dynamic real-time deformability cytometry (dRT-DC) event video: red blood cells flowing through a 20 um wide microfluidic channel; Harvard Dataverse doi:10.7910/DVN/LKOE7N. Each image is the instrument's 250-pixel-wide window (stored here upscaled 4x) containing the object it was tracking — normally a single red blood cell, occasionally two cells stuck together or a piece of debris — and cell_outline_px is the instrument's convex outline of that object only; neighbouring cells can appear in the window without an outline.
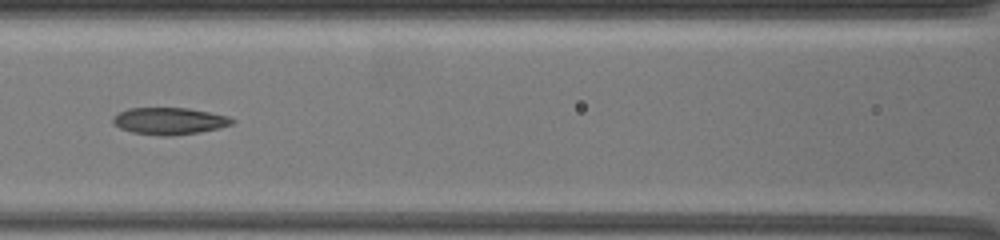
{"species": "common noctule bat (a hibernating species)", "species_latin": "Nyctalus noctula", "temperature_condition": "warm", "stored_images_in_passage": 13, "camera_frame_rate_fps": 3000, "um_per_image_px": 0.085, "animal": {"sex": "female", "body_mass_g": 19.5, "forearm_length_mm": 54.1}, "frame": {"image": 1, "passage_image": 10, "time_ms": 5.333, "image_size_px": [1000, 240], "cell_outline_px": [[236, 120], [232, 124], [220, 128], [200, 132], [172, 136], [160, 136], [132, 132], [120, 128], [112, 124], [112, 116], [128, 108], [188, 108], [228, 116]], "centroid_in_image_um": [14.38, 10.29], "position_along_channel_um": 152.2, "area_um2": 18.84}}
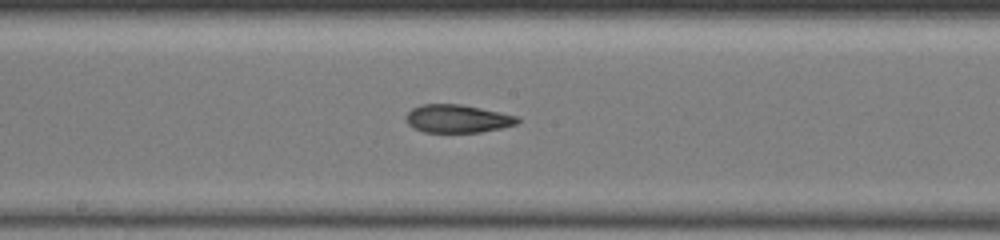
{"frame": {"image": 2, "passage_image": 13, "time_ms": 7.0, "image_size_px": [1000, 240], "cell_outline_px": [[520, 120], [516, 124], [500, 128], [480, 132], [424, 132], [412, 128], [408, 124], [408, 112], [412, 108], [424, 104], [460, 104], [520, 116]], "centroid_in_image_um": [38.91, 10.09], "position_along_channel_um": 209.3, "area_um2": 18.09}}